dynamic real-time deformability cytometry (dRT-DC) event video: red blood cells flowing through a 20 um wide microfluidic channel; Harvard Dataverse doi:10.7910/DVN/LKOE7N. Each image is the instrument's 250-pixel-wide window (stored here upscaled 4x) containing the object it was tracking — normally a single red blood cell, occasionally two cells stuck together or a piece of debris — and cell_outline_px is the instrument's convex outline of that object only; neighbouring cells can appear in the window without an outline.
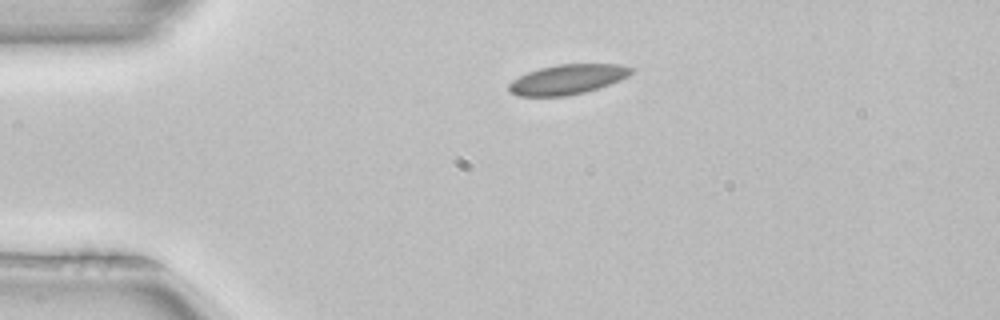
{"species": "common noctule bat (a hibernating species)", "species_latin": "Nyctalus noctula", "temperature_condition": "room temperature", "stored_images_in_passage": 2, "camera_frame_rate_fps": 3000, "um_per_image_px": 0.085, "animal": {"sex": "female", "body_mass_g": 22.7, "forearm_length_mm": 54.2}, "frame": {"image": 1, "passage_image": 1, "time_ms": 0.0, "image_size_px": [1000, 320], "cell_outline_px": [[636, 68], [628, 76], [620, 80], [584, 92], [564, 96], [516, 96], [508, 92], [508, 84], [512, 80], [528, 72], [540, 68], [556, 64], [620, 64]], "centroid_in_image_um": [48.22, 6.74], "position_along_channel_um": 36.8, "area_um2": 21.27}}